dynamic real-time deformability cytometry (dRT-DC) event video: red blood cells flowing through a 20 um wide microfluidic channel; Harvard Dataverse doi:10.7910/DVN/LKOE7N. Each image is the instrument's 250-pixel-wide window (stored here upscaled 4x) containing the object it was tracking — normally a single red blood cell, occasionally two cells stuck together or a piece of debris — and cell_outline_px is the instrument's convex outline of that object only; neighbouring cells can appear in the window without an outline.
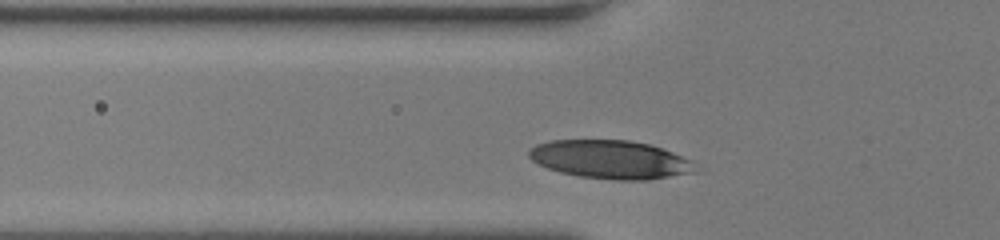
{"species": "human", "species_latin": "Homo sapiens", "temperature_condition": "room temperature", "stored_images_in_passage": 30, "camera_frame_rate_fps": 3000, "um_per_image_px": 0.085, "donor": {"sex": "female"}, "frame": {"image": 1, "passage_image": 4, "time_ms": 1.0, "image_size_px": [1000, 240], "cell_outline_px": [[704, 172], [648, 180], [616, 180], [580, 176], [560, 172], [548, 168], [532, 160], [528, 156], [528, 152], [536, 144], [552, 140], [628, 140], [648, 144], [672, 152], [692, 160], [700, 164]], "centroid_in_image_um": [52.02, 13.58], "position_along_channel_um": 73.8, "area_um2": 37.74}}
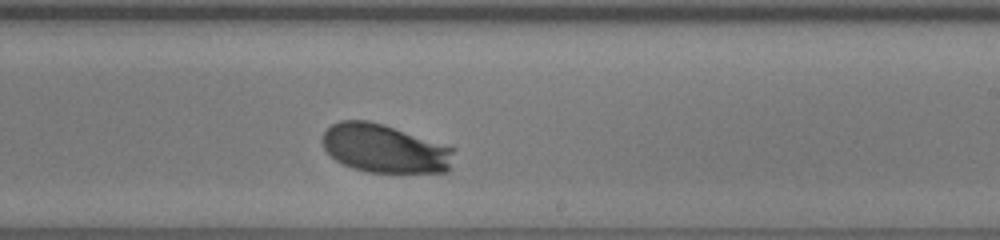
{"frame": {"image": 2, "passage_image": 19, "time_ms": 6.0, "image_size_px": [1000, 240], "cell_outline_px": [[456, 148], [448, 172], [368, 172], [352, 168], [336, 160], [324, 148], [320, 140], [324, 132], [332, 124], [340, 120], [368, 120], [384, 124]], "centroid_in_image_um": [32.69, 12.62], "position_along_channel_um": 256.3, "area_um2": 37.28}}
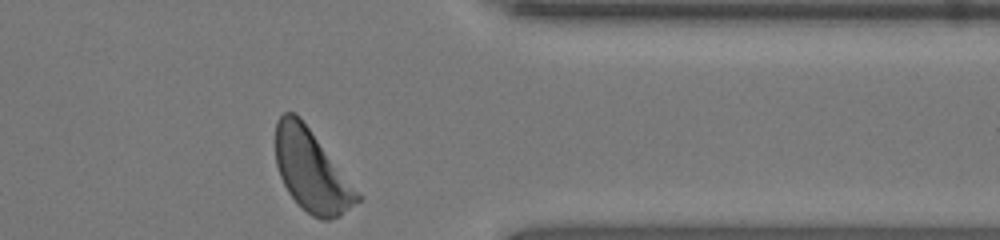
{"frame": {"image": 3, "passage_image": 30, "time_ms": 9.667, "image_size_px": [1000, 240], "cell_outline_px": [[364, 200], [340, 216], [328, 220], [320, 220], [312, 216], [288, 192], [280, 176], [276, 164], [276, 124], [280, 116], [284, 112], [296, 112], [300, 116], [364, 196]], "centroid_in_image_um": [26.55, 14.53], "position_along_channel_um": 384.9, "area_um2": 39.3}, "authors_computed_cell_mechanics": {"area_um2": 37.3099, "velocity_mm_per_s": 3.6839, "shape_relaxation_time_tau1_ms": 1.9843, "shape_relaxation_time_tau2_ms": null, "deformation_change_tau1": 0.1492, "deformation_change_tau2": null}}